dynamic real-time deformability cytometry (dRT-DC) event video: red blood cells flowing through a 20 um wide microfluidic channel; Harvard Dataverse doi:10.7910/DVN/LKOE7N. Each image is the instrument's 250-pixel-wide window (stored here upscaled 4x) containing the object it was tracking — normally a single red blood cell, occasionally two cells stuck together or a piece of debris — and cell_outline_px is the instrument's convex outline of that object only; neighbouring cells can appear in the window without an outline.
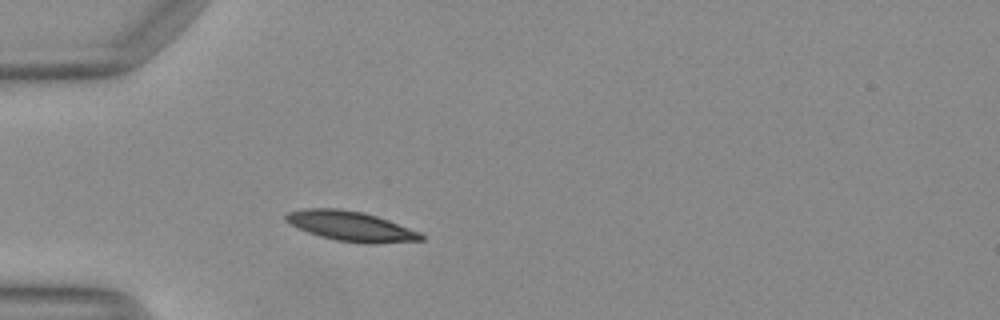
{"species": "Egyptian fruit bat (a non-hibernating species)", "species_latin": "Rousettus aegyptiacus", "temperature_condition": "warm", "stored_images_in_passage": 36, "camera_frame_rate_fps": 3000, "um_per_image_px": 0.085, "animal": {"sex": "female"}, "frame": {"image": 1, "passage_image": 1, "time_ms": 0.0, "image_size_px": [1000, 320], "cell_outline_px": [[424, 240], [372, 244], [364, 244], [336, 240], [320, 236], [308, 232], [288, 224], [284, 220], [284, 216], [288, 212], [304, 208], [336, 208], [364, 212], [388, 220], [420, 232], [424, 236]], "centroid_in_image_um": [29.8, 19.22], "position_along_channel_um": 55.2, "area_um2": 23.64}}
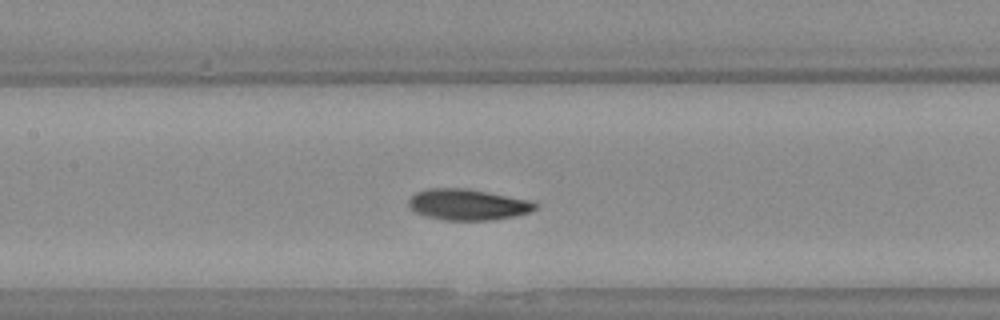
{"frame": {"image": 2, "passage_image": 10, "time_ms": 3.0, "image_size_px": [1000, 320], "cell_outline_px": [[536, 208], [528, 212], [516, 216], [492, 220], [444, 220], [424, 216], [416, 212], [408, 204], [408, 200], [416, 192], [428, 188], [468, 188], [532, 200], [536, 204]], "centroid_in_image_um": [39.76, 17.38], "position_along_channel_um": 167.6, "area_um2": 23.0}}
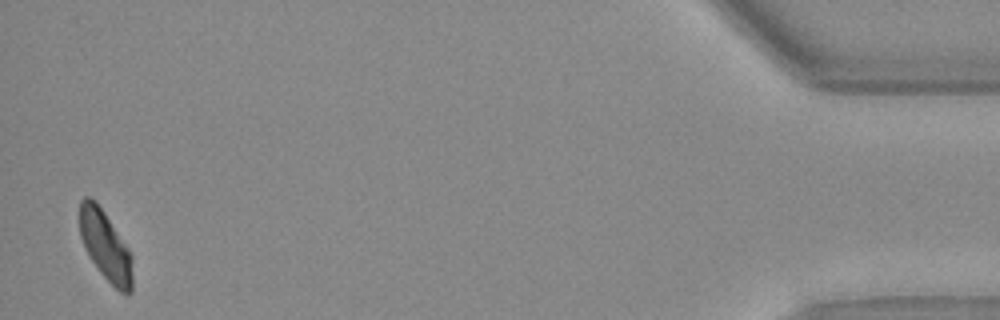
{"frame": {"image": 3, "passage_image": 35, "time_ms": 11.333, "image_size_px": [1000, 320], "cell_outline_px": [[132, 292], [120, 292], [100, 272], [92, 260], [80, 236], [80, 200], [84, 196], [88, 196], [96, 200], [128, 248], [132, 256]], "centroid_in_image_um": [8.96, 20.86], "position_along_channel_um": 426.2, "area_um2": 21.04}, "authors_computed_cell_mechanics": {"area_um2": 22.8021, "velocity_mm_per_s": 4.1138, "shape_relaxation_time_tau1_ms": 3.2664, "shape_relaxation_time_tau2_ms": 2.7148, "deformation_change_tau1": 0.1245, "deformation_change_tau2": 0.0778}}